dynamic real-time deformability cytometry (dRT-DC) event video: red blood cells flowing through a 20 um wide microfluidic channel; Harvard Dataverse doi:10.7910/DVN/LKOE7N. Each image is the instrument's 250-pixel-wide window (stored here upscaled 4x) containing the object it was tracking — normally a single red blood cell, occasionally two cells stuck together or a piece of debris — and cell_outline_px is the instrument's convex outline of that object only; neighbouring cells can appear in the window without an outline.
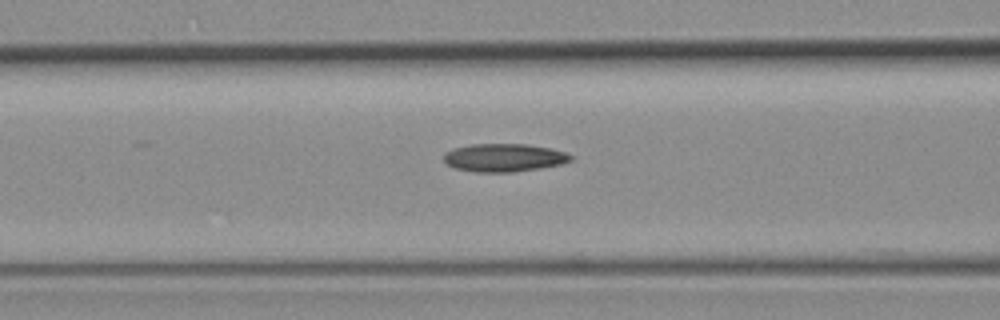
{"species": "common noctule bat (a hibernating species)", "species_latin": "Nyctalus noctula", "temperature_condition": "room temperature", "stored_images_in_passage": 3, "camera_frame_rate_fps": 3000, "um_per_image_px": 0.085, "animal": {"sex": "female", "body_mass_g": 19.3, "forearm_length_mm": 54.1}, "frame": {"image": 1, "passage_image": 3, "time_ms": 3.0, "image_size_px": [1000, 320], "cell_outline_px": [[572, 160], [560, 164], [540, 168], [512, 172], [476, 172], [456, 168], [448, 164], [444, 160], [444, 152], [452, 148], [472, 144], [528, 144], [548, 148], [564, 152], [572, 156]], "centroid_in_image_um": [42.81, 13.39], "position_along_channel_um": 123.8, "area_um2": 20.63}}